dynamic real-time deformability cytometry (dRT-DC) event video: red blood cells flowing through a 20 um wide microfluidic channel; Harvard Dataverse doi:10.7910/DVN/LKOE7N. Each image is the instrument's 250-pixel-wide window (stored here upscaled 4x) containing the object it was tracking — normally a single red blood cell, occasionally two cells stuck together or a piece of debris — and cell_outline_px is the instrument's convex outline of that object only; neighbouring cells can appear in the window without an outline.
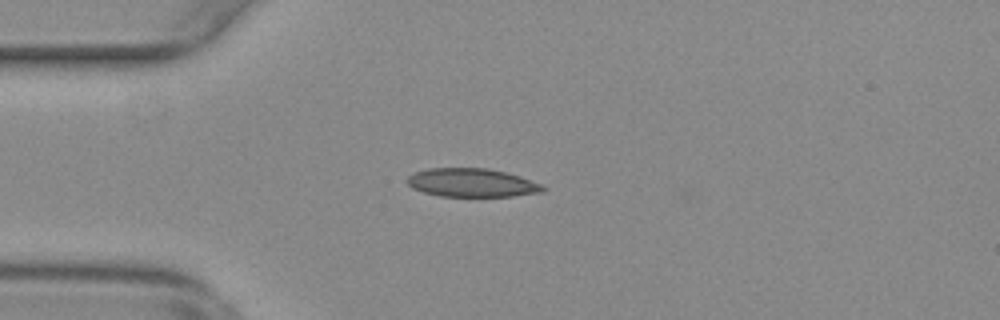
{"species": "common noctule bat (a hibernating species)", "species_latin": "Nyctalus noctula", "temperature_condition": "warm", "stored_images_in_passage": 46, "camera_frame_rate_fps": 3000, "um_per_image_px": 0.085, "animal": {"sex": "female", "body_mass_g": 29.2, "forearm_length_mm": 56.3}, "frame": {"image": 1, "passage_image": 6, "time_ms": 1.667, "image_size_px": [1000, 320], "cell_outline_px": [[548, 188], [544, 192], [512, 196], [440, 196], [424, 192], [412, 188], [404, 180], [412, 172], [428, 168], [488, 168], [520, 176], [540, 184]], "centroid_in_image_um": [40.08, 15.53], "position_along_channel_um": 44.9, "area_um2": 22.66}}
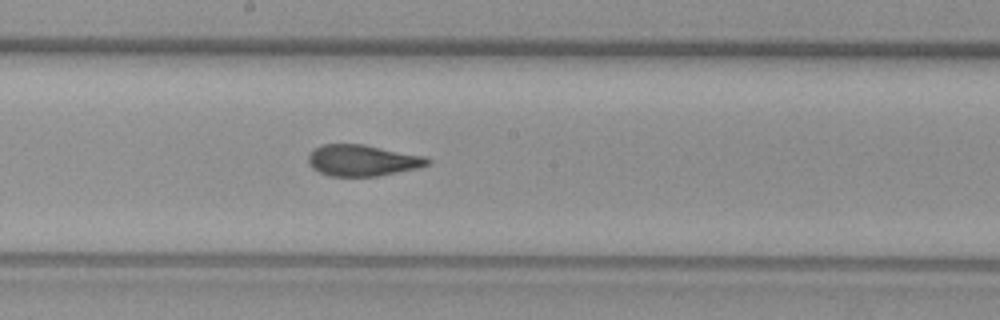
{"frame": {"image": 2, "passage_image": 21, "time_ms": 6.667, "image_size_px": [1000, 320], "cell_outline_px": [[432, 160], [428, 164], [416, 168], [376, 176], [328, 176], [312, 168], [308, 164], [308, 156], [316, 148], [324, 144], [364, 144], [424, 156]], "centroid_in_image_um": [30.78, 13.63], "position_along_channel_um": 217.4, "area_um2": 21.5}}
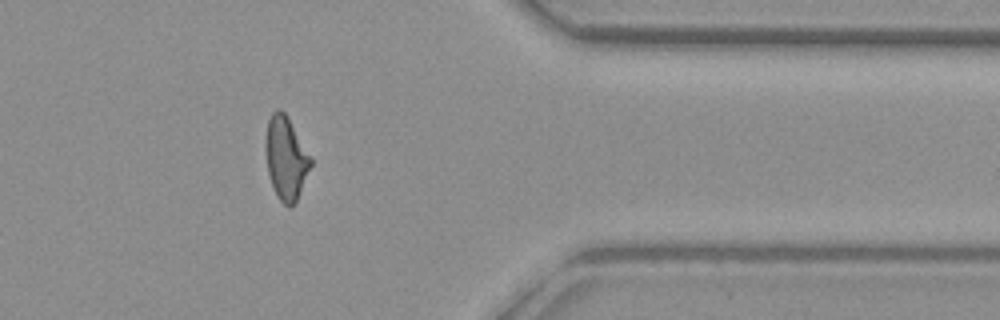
{"frame": {"image": 3, "passage_image": 36, "time_ms": 11.667, "image_size_px": [1000, 320], "cell_outline_px": [[312, 164], [296, 200], [288, 208], [276, 196], [268, 172], [264, 144], [264, 140], [268, 120], [272, 112], [276, 108], [280, 108], [284, 112], [312, 156]], "centroid_in_image_um": [24.29, 13.4], "position_along_channel_um": 387.1, "area_um2": 21.85}, "authors_computed_cell_mechanics": {"area_um2": 22.1374, "velocity_mm_per_s": 3.7937, "shape_relaxation_time_tau1_ms": 8.271, "shape_relaxation_time_tau2_ms": 1.4653, "deformation_change_tau1": 0.2239, "deformation_change_tau2": 0.0784}}